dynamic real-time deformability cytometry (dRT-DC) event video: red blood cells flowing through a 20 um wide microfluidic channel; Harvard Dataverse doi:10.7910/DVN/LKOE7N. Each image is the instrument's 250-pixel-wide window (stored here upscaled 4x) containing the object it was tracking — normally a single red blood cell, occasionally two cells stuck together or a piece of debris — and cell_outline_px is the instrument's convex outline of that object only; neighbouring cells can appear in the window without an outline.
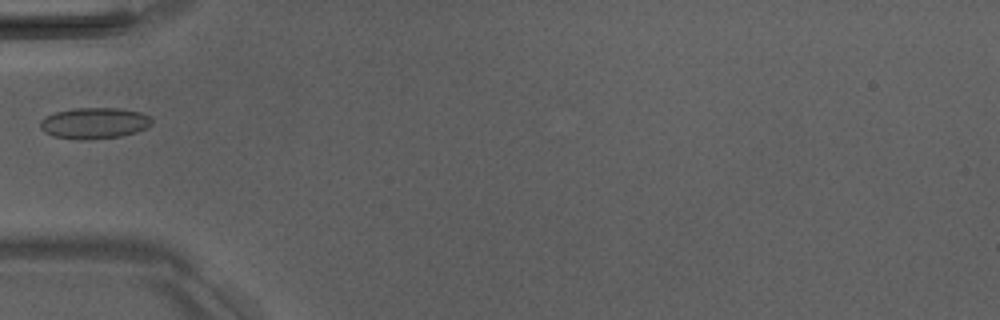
{"species": "Egyptian fruit bat (a non-hibernating species)", "species_latin": "Rousettus aegyptiacus", "temperature_condition": "room temperature", "stored_images_in_passage": 3, "camera_frame_rate_fps": 3000, "um_per_image_px": 0.085, "animal": {"sex": "male"}, "frame": {"image": 1, "passage_image": 2, "time_ms": 1.333, "image_size_px": [1000, 320], "cell_outline_px": [[152, 124], [148, 128], [136, 132], [120, 136], [84, 140], [80, 140], [52, 136], [44, 132], [40, 128], [40, 120], [44, 116], [56, 112], [72, 108], [120, 108], [140, 112], [148, 116], [152, 120]], "centroid_in_image_um": [7.99, 10.46], "position_along_channel_um": 77.0, "area_um2": 20.4}}